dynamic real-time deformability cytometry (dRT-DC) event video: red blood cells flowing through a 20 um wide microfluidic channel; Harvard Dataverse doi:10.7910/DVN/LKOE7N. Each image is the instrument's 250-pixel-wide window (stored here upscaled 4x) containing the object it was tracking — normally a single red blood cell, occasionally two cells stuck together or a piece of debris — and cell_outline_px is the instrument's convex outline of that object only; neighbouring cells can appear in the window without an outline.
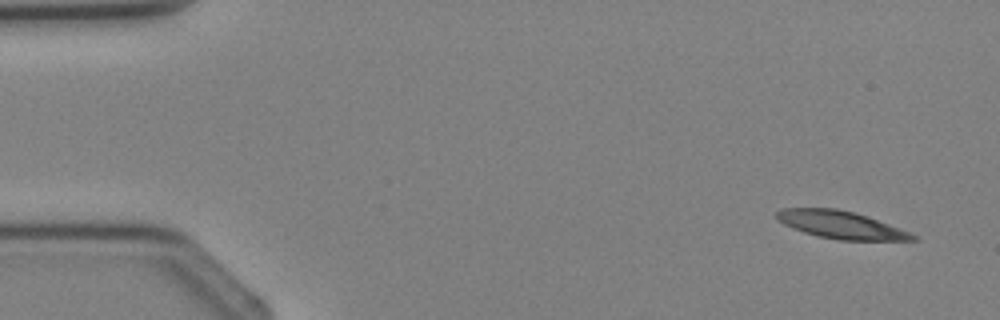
{"species": "Egyptian fruit bat (a non-hibernating species)", "species_latin": "Rousettus aegyptiacus", "temperature_condition": "cold", "stored_images_in_passage": 3, "camera_frame_rate_fps": 3000, "um_per_image_px": 0.085, "animal": {"sex": "female"}, "frame": {"image": 1, "passage_image": 1, "time_ms": 0.0, "image_size_px": [1000, 320], "cell_outline_px": [[920, 240], [840, 240], [816, 236], [804, 232], [784, 224], [776, 216], [776, 212], [780, 208], [836, 208], [868, 216], [908, 232], [916, 236]], "centroid_in_image_um": [71.45, 19.11], "position_along_channel_um": 13.5, "area_um2": 21.56}}
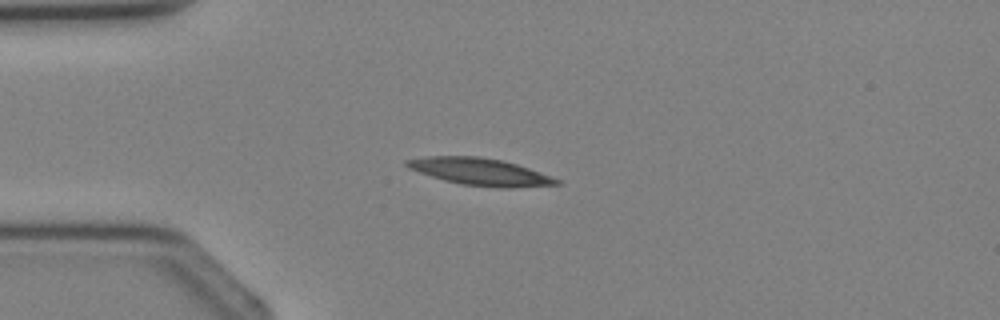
{"frame": {"image": 2, "passage_image": 3, "time_ms": 2.333, "image_size_px": [1000, 320], "cell_outline_px": [[560, 184], [512, 188], [500, 188], [460, 184], [444, 180], [408, 168], [404, 164], [404, 160], [424, 156], [476, 156], [504, 160], [528, 168], [560, 180]], "centroid_in_image_um": [40.77, 14.59], "position_along_channel_um": 44.2, "area_um2": 23.58}}